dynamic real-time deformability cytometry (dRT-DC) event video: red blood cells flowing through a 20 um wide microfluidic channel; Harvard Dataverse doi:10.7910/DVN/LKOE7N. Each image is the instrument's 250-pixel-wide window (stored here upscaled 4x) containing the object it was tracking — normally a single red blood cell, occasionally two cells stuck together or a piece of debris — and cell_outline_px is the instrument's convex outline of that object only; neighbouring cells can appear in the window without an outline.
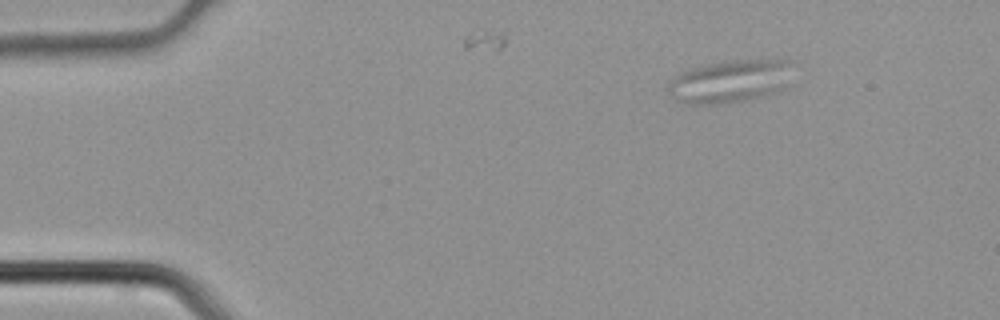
{"species": "common noctule bat (a hibernating species)", "species_latin": "Nyctalus noctula", "temperature_condition": "cold", "stored_images_in_passage": 3, "camera_frame_rate_fps": 3000, "um_per_image_px": 0.085, "animal": {"sex": "male", "body_mass_g": 21.5, "forearm_length_mm": 52.0}, "frame": {"image": 1, "passage_image": 3, "time_ms": 0.667, "image_size_px": [1000, 320], "cell_outline_px": [[792, 60], [780, 88], [776, 92], [764, 96], [724, 104], [688, 104], [680, 100], [668, 92], [664, 88], [680, 72], [704, 64], [736, 60]], "centroid_in_image_um": [61.94, 6.92], "position_along_channel_um": 23.1, "area_um2": 30.29}}